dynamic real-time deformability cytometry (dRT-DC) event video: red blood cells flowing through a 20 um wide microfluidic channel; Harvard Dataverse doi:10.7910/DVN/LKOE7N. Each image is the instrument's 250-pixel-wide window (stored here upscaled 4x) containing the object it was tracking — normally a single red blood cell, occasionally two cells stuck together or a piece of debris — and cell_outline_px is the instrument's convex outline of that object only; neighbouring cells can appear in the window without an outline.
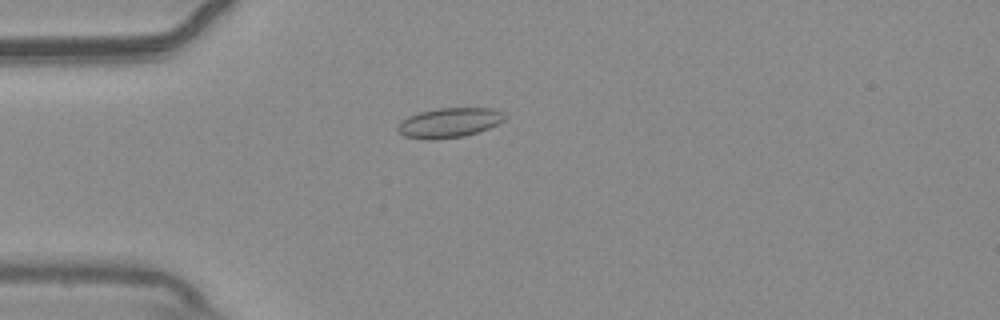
{"species": "common noctule bat (a hibernating species)", "species_latin": "Nyctalus noctula", "temperature_condition": "warm", "stored_images_in_passage": 55, "camera_frame_rate_fps": 3000, "um_per_image_px": 0.085, "animal": {"sex": "male", "body_mass_g": 20.4}, "frame": {"image": 1, "passage_image": 15, "time_ms": 4.667, "image_size_px": [1000, 320], "cell_outline_px": [[508, 116], [504, 120], [488, 128], [464, 136], [404, 136], [396, 132], [396, 128], [400, 120], [408, 116], [420, 112], [436, 108], [492, 108], [504, 112]], "centroid_in_image_um": [38.22, 10.36], "position_along_channel_um": 46.8, "area_um2": 17.8}}
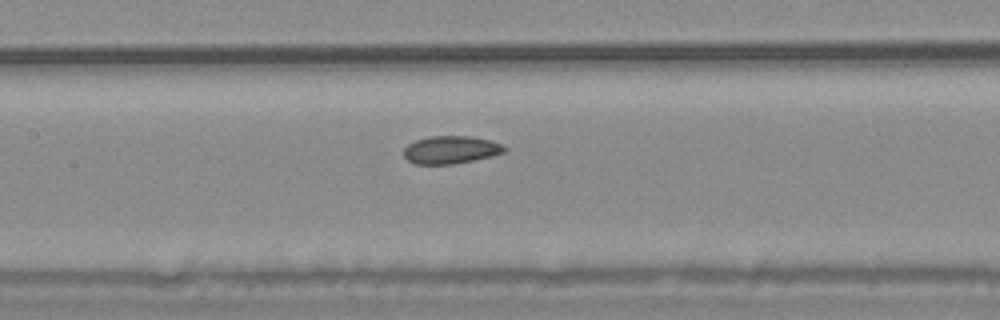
{"frame": {"image": 2, "passage_image": 26, "time_ms": 8.333, "image_size_px": [1000, 320], "cell_outline_px": [[508, 148], [504, 152], [492, 156], [452, 164], [412, 164], [404, 156], [404, 148], [408, 144], [416, 140], [432, 136], [472, 136], [492, 140]], "centroid_in_image_um": [38.32, 12.73], "position_along_channel_um": 169.1, "area_um2": 16.3}}
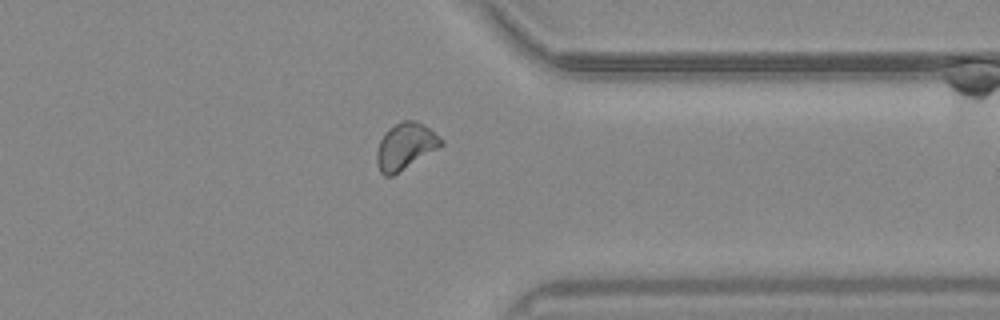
{"frame": {"image": 3, "passage_image": 43, "time_ms": 14.0, "image_size_px": [1000, 320], "cell_outline_px": [[444, 144], [392, 176], [384, 176], [380, 172], [376, 164], [376, 152], [380, 140], [384, 132], [388, 128], [404, 120], [412, 120], [424, 124], [444, 140]], "centroid_in_image_um": [34.43, 12.43], "position_along_channel_um": 377.0, "area_um2": 17.34}, "authors_computed_cell_mechanics": {"area_um2": 16.9354, "velocity_mm_per_s": 3.7442, "shape_relaxation_time_tau1_ms": null, "shape_relaxation_time_tau2_ms": 3.3949, "deformation_change_tau1": null, "deformation_change_tau2": 0.0718}}